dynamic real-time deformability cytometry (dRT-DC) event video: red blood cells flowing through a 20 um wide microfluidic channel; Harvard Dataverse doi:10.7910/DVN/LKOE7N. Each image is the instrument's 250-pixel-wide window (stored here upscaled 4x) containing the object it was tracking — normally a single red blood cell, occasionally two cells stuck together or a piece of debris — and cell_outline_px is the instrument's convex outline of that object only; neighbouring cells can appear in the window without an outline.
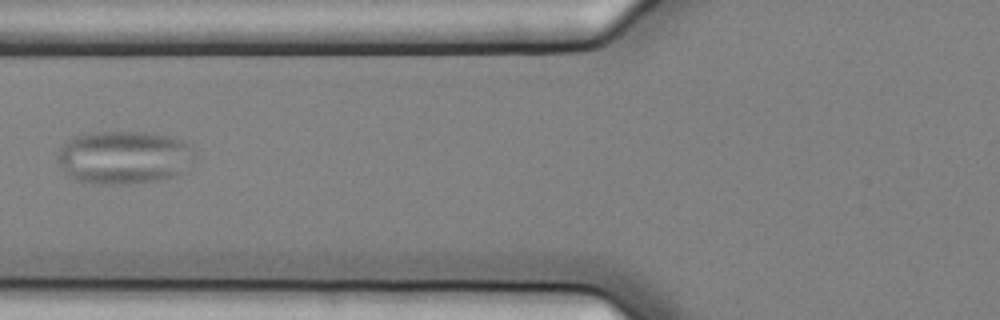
{"species": "common noctule bat (a hibernating species)", "species_latin": "Nyctalus noctula", "temperature_condition": "cold", "stored_images_in_passage": 4, "camera_frame_rate_fps": 3000, "um_per_image_px": 0.085, "animal": {"sex": "female", "body_mass_g": 25.1}, "frame": {"image": 1, "passage_image": 4, "time_ms": 1.0, "image_size_px": [1000, 320], "cell_outline_px": [[196, 152], [180, 172], [176, 176], [160, 180], [128, 184], [92, 184], [76, 180], [60, 164], [56, 156], [60, 148], [72, 136], [92, 132], [148, 132], [172, 136], [188, 144]], "centroid_in_image_um": [10.52, 13.37], "position_along_channel_um": 115.3, "area_um2": 42.37}}